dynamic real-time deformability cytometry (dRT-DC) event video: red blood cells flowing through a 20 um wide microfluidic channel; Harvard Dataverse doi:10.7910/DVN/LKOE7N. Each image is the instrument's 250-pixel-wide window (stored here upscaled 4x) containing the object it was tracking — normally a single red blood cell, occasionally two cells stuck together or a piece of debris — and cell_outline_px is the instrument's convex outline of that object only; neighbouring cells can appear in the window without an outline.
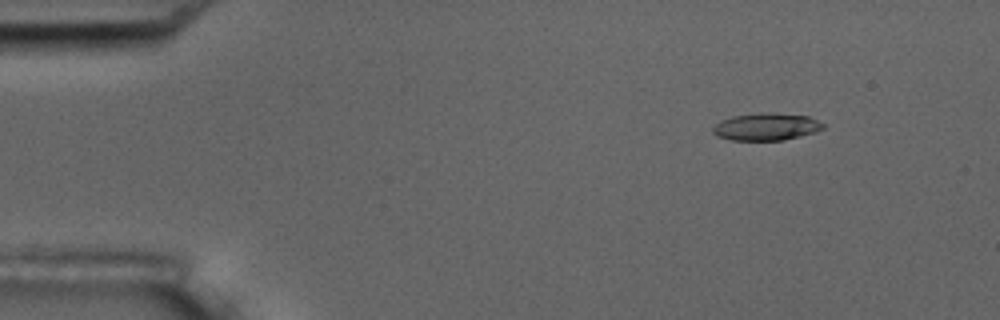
{"species": "common noctule bat (a hibernating species)", "species_latin": "Nyctalus noctula", "temperature_condition": "room temperature", "stored_images_in_passage": 4, "camera_frame_rate_fps": 3000, "um_per_image_px": 0.085, "animal": {"sex": "male", "body_mass_g": 17.5, "forearm_length_mm": 52.3}, "frame": {"image": 1, "passage_image": 2, "time_ms": 1.0, "image_size_px": [1000, 320], "cell_outline_px": [[824, 128], [816, 132], [784, 140], [732, 140], [716, 136], [712, 132], [712, 128], [720, 120], [732, 116], [760, 112], [772, 112], [808, 116], [824, 124]], "centroid_in_image_um": [65.11, 10.76], "position_along_channel_um": 19.9, "area_um2": 17.69}}